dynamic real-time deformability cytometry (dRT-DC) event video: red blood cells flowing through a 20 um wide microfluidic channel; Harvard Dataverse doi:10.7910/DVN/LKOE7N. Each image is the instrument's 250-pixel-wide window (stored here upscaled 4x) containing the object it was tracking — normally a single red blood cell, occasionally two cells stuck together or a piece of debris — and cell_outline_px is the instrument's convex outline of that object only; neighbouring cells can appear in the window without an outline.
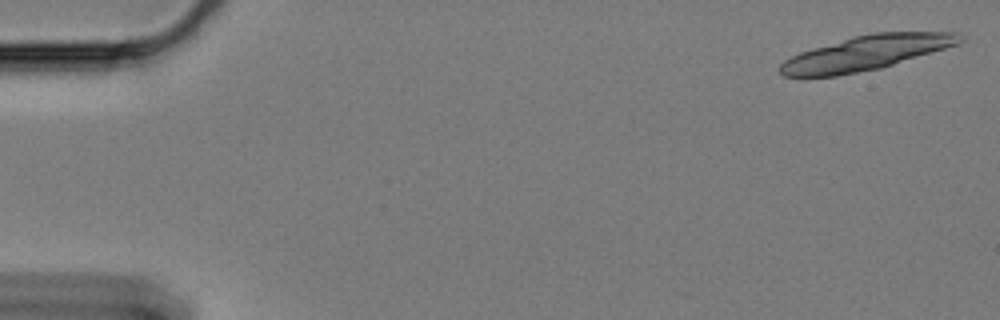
{"species": "Egyptian fruit bat (a non-hibernating species)", "species_latin": "Rousettus aegyptiacus", "temperature_condition": "cold", "stored_images_in_passage": 7, "camera_frame_rate_fps": 3000, "um_per_image_px": 0.085, "animal": {"sex": "female"}, "frame": {"image": 1, "passage_image": 1, "time_ms": 0.0, "image_size_px": [1000, 320], "cell_outline_px": [[964, 40], [960, 44], [880, 68], [836, 76], [784, 76], [776, 68], [784, 60], [800, 52], [812, 48], [852, 36], [872, 32], [960, 32], [964, 36]], "centroid_in_image_um": [73.65, 4.48], "position_along_channel_um": 11.4, "area_um2": 36.3}}